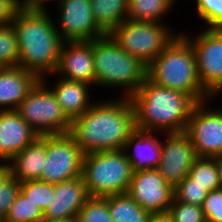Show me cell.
Instances as JSON below:
<instances>
[{
  "instance_id": "25",
  "label": "cell",
  "mask_w": 222,
  "mask_h": 222,
  "mask_svg": "<svg viewBox=\"0 0 222 222\" xmlns=\"http://www.w3.org/2000/svg\"><path fill=\"white\" fill-rule=\"evenodd\" d=\"M194 183L208 192L221 188L220 175L214 157H197L188 174Z\"/></svg>"
},
{
  "instance_id": "24",
  "label": "cell",
  "mask_w": 222,
  "mask_h": 222,
  "mask_svg": "<svg viewBox=\"0 0 222 222\" xmlns=\"http://www.w3.org/2000/svg\"><path fill=\"white\" fill-rule=\"evenodd\" d=\"M107 203L113 222H147L151 215L127 193L107 196Z\"/></svg>"
},
{
  "instance_id": "28",
  "label": "cell",
  "mask_w": 222,
  "mask_h": 222,
  "mask_svg": "<svg viewBox=\"0 0 222 222\" xmlns=\"http://www.w3.org/2000/svg\"><path fill=\"white\" fill-rule=\"evenodd\" d=\"M20 191V182L11 176L6 165H0V216L5 217Z\"/></svg>"
},
{
  "instance_id": "31",
  "label": "cell",
  "mask_w": 222,
  "mask_h": 222,
  "mask_svg": "<svg viewBox=\"0 0 222 222\" xmlns=\"http://www.w3.org/2000/svg\"><path fill=\"white\" fill-rule=\"evenodd\" d=\"M197 15L207 29H222V0H194Z\"/></svg>"
},
{
  "instance_id": "6",
  "label": "cell",
  "mask_w": 222,
  "mask_h": 222,
  "mask_svg": "<svg viewBox=\"0 0 222 222\" xmlns=\"http://www.w3.org/2000/svg\"><path fill=\"white\" fill-rule=\"evenodd\" d=\"M133 176L132 166L123 150L85 154L82 178L89 196L125 194Z\"/></svg>"
},
{
  "instance_id": "29",
  "label": "cell",
  "mask_w": 222,
  "mask_h": 222,
  "mask_svg": "<svg viewBox=\"0 0 222 222\" xmlns=\"http://www.w3.org/2000/svg\"><path fill=\"white\" fill-rule=\"evenodd\" d=\"M78 222H113L107 197L90 196L77 216Z\"/></svg>"
},
{
  "instance_id": "26",
  "label": "cell",
  "mask_w": 222,
  "mask_h": 222,
  "mask_svg": "<svg viewBox=\"0 0 222 222\" xmlns=\"http://www.w3.org/2000/svg\"><path fill=\"white\" fill-rule=\"evenodd\" d=\"M3 220L7 222H43V210L19 191Z\"/></svg>"
},
{
  "instance_id": "36",
  "label": "cell",
  "mask_w": 222,
  "mask_h": 222,
  "mask_svg": "<svg viewBox=\"0 0 222 222\" xmlns=\"http://www.w3.org/2000/svg\"><path fill=\"white\" fill-rule=\"evenodd\" d=\"M47 1L49 0H21V9L27 10V11H49L47 8ZM51 1V0H50ZM54 1V0H53ZM56 1V0H55ZM61 0H57L58 5Z\"/></svg>"
},
{
  "instance_id": "32",
  "label": "cell",
  "mask_w": 222,
  "mask_h": 222,
  "mask_svg": "<svg viewBox=\"0 0 222 222\" xmlns=\"http://www.w3.org/2000/svg\"><path fill=\"white\" fill-rule=\"evenodd\" d=\"M208 191L194 183V180L188 175L175 188L174 198L177 201L202 206Z\"/></svg>"
},
{
  "instance_id": "14",
  "label": "cell",
  "mask_w": 222,
  "mask_h": 222,
  "mask_svg": "<svg viewBox=\"0 0 222 222\" xmlns=\"http://www.w3.org/2000/svg\"><path fill=\"white\" fill-rule=\"evenodd\" d=\"M157 170L166 182L175 188L185 177L198 157L185 132L165 133Z\"/></svg>"
},
{
  "instance_id": "18",
  "label": "cell",
  "mask_w": 222,
  "mask_h": 222,
  "mask_svg": "<svg viewBox=\"0 0 222 222\" xmlns=\"http://www.w3.org/2000/svg\"><path fill=\"white\" fill-rule=\"evenodd\" d=\"M157 134H162L163 137L165 133L135 129L125 142L122 150L126 154L133 172L158 168L162 153V140Z\"/></svg>"
},
{
  "instance_id": "35",
  "label": "cell",
  "mask_w": 222,
  "mask_h": 222,
  "mask_svg": "<svg viewBox=\"0 0 222 222\" xmlns=\"http://www.w3.org/2000/svg\"><path fill=\"white\" fill-rule=\"evenodd\" d=\"M21 9V0H0V27L11 24Z\"/></svg>"
},
{
  "instance_id": "17",
  "label": "cell",
  "mask_w": 222,
  "mask_h": 222,
  "mask_svg": "<svg viewBox=\"0 0 222 222\" xmlns=\"http://www.w3.org/2000/svg\"><path fill=\"white\" fill-rule=\"evenodd\" d=\"M37 137L16 110L0 111V165H6Z\"/></svg>"
},
{
  "instance_id": "4",
  "label": "cell",
  "mask_w": 222,
  "mask_h": 222,
  "mask_svg": "<svg viewBox=\"0 0 222 222\" xmlns=\"http://www.w3.org/2000/svg\"><path fill=\"white\" fill-rule=\"evenodd\" d=\"M146 77L156 85L184 92L196 103L211 98L200 84L194 49L181 33L147 66Z\"/></svg>"
},
{
  "instance_id": "37",
  "label": "cell",
  "mask_w": 222,
  "mask_h": 222,
  "mask_svg": "<svg viewBox=\"0 0 222 222\" xmlns=\"http://www.w3.org/2000/svg\"><path fill=\"white\" fill-rule=\"evenodd\" d=\"M147 222H172V220L169 214L165 212V213L151 214Z\"/></svg>"
},
{
  "instance_id": "20",
  "label": "cell",
  "mask_w": 222,
  "mask_h": 222,
  "mask_svg": "<svg viewBox=\"0 0 222 222\" xmlns=\"http://www.w3.org/2000/svg\"><path fill=\"white\" fill-rule=\"evenodd\" d=\"M91 87V85L58 76L54 86H50L63 113L70 121L81 116L96 102L90 98Z\"/></svg>"
},
{
  "instance_id": "5",
  "label": "cell",
  "mask_w": 222,
  "mask_h": 222,
  "mask_svg": "<svg viewBox=\"0 0 222 222\" xmlns=\"http://www.w3.org/2000/svg\"><path fill=\"white\" fill-rule=\"evenodd\" d=\"M95 87L120 88L122 97H131L146 78L147 66L128 54L106 34L93 40Z\"/></svg>"
},
{
  "instance_id": "3",
  "label": "cell",
  "mask_w": 222,
  "mask_h": 222,
  "mask_svg": "<svg viewBox=\"0 0 222 222\" xmlns=\"http://www.w3.org/2000/svg\"><path fill=\"white\" fill-rule=\"evenodd\" d=\"M130 99L136 129L163 133L185 132L196 104L184 92L156 85L147 77Z\"/></svg>"
},
{
  "instance_id": "16",
  "label": "cell",
  "mask_w": 222,
  "mask_h": 222,
  "mask_svg": "<svg viewBox=\"0 0 222 222\" xmlns=\"http://www.w3.org/2000/svg\"><path fill=\"white\" fill-rule=\"evenodd\" d=\"M89 197L82 175L54 184L51 203L43 211L44 219L77 218Z\"/></svg>"
},
{
  "instance_id": "11",
  "label": "cell",
  "mask_w": 222,
  "mask_h": 222,
  "mask_svg": "<svg viewBox=\"0 0 222 222\" xmlns=\"http://www.w3.org/2000/svg\"><path fill=\"white\" fill-rule=\"evenodd\" d=\"M211 101L195 104L185 130L198 157L222 155V109Z\"/></svg>"
},
{
  "instance_id": "33",
  "label": "cell",
  "mask_w": 222,
  "mask_h": 222,
  "mask_svg": "<svg viewBox=\"0 0 222 222\" xmlns=\"http://www.w3.org/2000/svg\"><path fill=\"white\" fill-rule=\"evenodd\" d=\"M167 213L172 222H206L202 206L180 202L175 198Z\"/></svg>"
},
{
  "instance_id": "9",
  "label": "cell",
  "mask_w": 222,
  "mask_h": 222,
  "mask_svg": "<svg viewBox=\"0 0 222 222\" xmlns=\"http://www.w3.org/2000/svg\"><path fill=\"white\" fill-rule=\"evenodd\" d=\"M201 31L196 36H191L190 32L186 31L180 33L194 49L197 74L202 88L212 99H216L220 94L222 96V29Z\"/></svg>"
},
{
  "instance_id": "2",
  "label": "cell",
  "mask_w": 222,
  "mask_h": 222,
  "mask_svg": "<svg viewBox=\"0 0 222 222\" xmlns=\"http://www.w3.org/2000/svg\"><path fill=\"white\" fill-rule=\"evenodd\" d=\"M52 18L49 11L20 9L11 22L17 35L18 66L40 79L55 73L64 43Z\"/></svg>"
},
{
  "instance_id": "7",
  "label": "cell",
  "mask_w": 222,
  "mask_h": 222,
  "mask_svg": "<svg viewBox=\"0 0 222 222\" xmlns=\"http://www.w3.org/2000/svg\"><path fill=\"white\" fill-rule=\"evenodd\" d=\"M180 32L166 23L125 20L109 35L128 54L148 66Z\"/></svg>"
},
{
  "instance_id": "22",
  "label": "cell",
  "mask_w": 222,
  "mask_h": 222,
  "mask_svg": "<svg viewBox=\"0 0 222 222\" xmlns=\"http://www.w3.org/2000/svg\"><path fill=\"white\" fill-rule=\"evenodd\" d=\"M96 24L109 34L127 19L128 0H90Z\"/></svg>"
},
{
  "instance_id": "23",
  "label": "cell",
  "mask_w": 222,
  "mask_h": 222,
  "mask_svg": "<svg viewBox=\"0 0 222 222\" xmlns=\"http://www.w3.org/2000/svg\"><path fill=\"white\" fill-rule=\"evenodd\" d=\"M175 6L172 0H128L127 20L165 23Z\"/></svg>"
},
{
  "instance_id": "34",
  "label": "cell",
  "mask_w": 222,
  "mask_h": 222,
  "mask_svg": "<svg viewBox=\"0 0 222 222\" xmlns=\"http://www.w3.org/2000/svg\"><path fill=\"white\" fill-rule=\"evenodd\" d=\"M202 210L206 222H222V188L208 192Z\"/></svg>"
},
{
  "instance_id": "39",
  "label": "cell",
  "mask_w": 222,
  "mask_h": 222,
  "mask_svg": "<svg viewBox=\"0 0 222 222\" xmlns=\"http://www.w3.org/2000/svg\"><path fill=\"white\" fill-rule=\"evenodd\" d=\"M217 162V167L220 175L221 188H222V155L214 157Z\"/></svg>"
},
{
  "instance_id": "19",
  "label": "cell",
  "mask_w": 222,
  "mask_h": 222,
  "mask_svg": "<svg viewBox=\"0 0 222 222\" xmlns=\"http://www.w3.org/2000/svg\"><path fill=\"white\" fill-rule=\"evenodd\" d=\"M39 80L19 66L0 68V111L16 110Z\"/></svg>"
},
{
  "instance_id": "30",
  "label": "cell",
  "mask_w": 222,
  "mask_h": 222,
  "mask_svg": "<svg viewBox=\"0 0 222 222\" xmlns=\"http://www.w3.org/2000/svg\"><path fill=\"white\" fill-rule=\"evenodd\" d=\"M20 192L44 211L51 203V192H54V185L39 179L24 181L20 182Z\"/></svg>"
},
{
  "instance_id": "21",
  "label": "cell",
  "mask_w": 222,
  "mask_h": 222,
  "mask_svg": "<svg viewBox=\"0 0 222 222\" xmlns=\"http://www.w3.org/2000/svg\"><path fill=\"white\" fill-rule=\"evenodd\" d=\"M46 160V135L38 136L17 153L7 164L11 176L18 182L40 180Z\"/></svg>"
},
{
  "instance_id": "13",
  "label": "cell",
  "mask_w": 222,
  "mask_h": 222,
  "mask_svg": "<svg viewBox=\"0 0 222 222\" xmlns=\"http://www.w3.org/2000/svg\"><path fill=\"white\" fill-rule=\"evenodd\" d=\"M126 193L150 214L168 212L174 199V188L157 169L133 172Z\"/></svg>"
},
{
  "instance_id": "38",
  "label": "cell",
  "mask_w": 222,
  "mask_h": 222,
  "mask_svg": "<svg viewBox=\"0 0 222 222\" xmlns=\"http://www.w3.org/2000/svg\"><path fill=\"white\" fill-rule=\"evenodd\" d=\"M43 222H78L77 218L44 219Z\"/></svg>"
},
{
  "instance_id": "10",
  "label": "cell",
  "mask_w": 222,
  "mask_h": 222,
  "mask_svg": "<svg viewBox=\"0 0 222 222\" xmlns=\"http://www.w3.org/2000/svg\"><path fill=\"white\" fill-rule=\"evenodd\" d=\"M83 156L69 133L46 135V160L40 180L54 185L81 176Z\"/></svg>"
},
{
  "instance_id": "27",
  "label": "cell",
  "mask_w": 222,
  "mask_h": 222,
  "mask_svg": "<svg viewBox=\"0 0 222 222\" xmlns=\"http://www.w3.org/2000/svg\"><path fill=\"white\" fill-rule=\"evenodd\" d=\"M17 35L11 24L0 27V68L18 66Z\"/></svg>"
},
{
  "instance_id": "12",
  "label": "cell",
  "mask_w": 222,
  "mask_h": 222,
  "mask_svg": "<svg viewBox=\"0 0 222 222\" xmlns=\"http://www.w3.org/2000/svg\"><path fill=\"white\" fill-rule=\"evenodd\" d=\"M56 30L64 41H92L106 35L96 24L90 0H61Z\"/></svg>"
},
{
  "instance_id": "15",
  "label": "cell",
  "mask_w": 222,
  "mask_h": 222,
  "mask_svg": "<svg viewBox=\"0 0 222 222\" xmlns=\"http://www.w3.org/2000/svg\"><path fill=\"white\" fill-rule=\"evenodd\" d=\"M67 80L95 86L92 41H64L54 74Z\"/></svg>"
},
{
  "instance_id": "1",
  "label": "cell",
  "mask_w": 222,
  "mask_h": 222,
  "mask_svg": "<svg viewBox=\"0 0 222 222\" xmlns=\"http://www.w3.org/2000/svg\"><path fill=\"white\" fill-rule=\"evenodd\" d=\"M135 127L130 97L97 101L71 121L69 134L83 154L122 150Z\"/></svg>"
},
{
  "instance_id": "8",
  "label": "cell",
  "mask_w": 222,
  "mask_h": 222,
  "mask_svg": "<svg viewBox=\"0 0 222 222\" xmlns=\"http://www.w3.org/2000/svg\"><path fill=\"white\" fill-rule=\"evenodd\" d=\"M47 78L44 76L35 84L16 111L38 136L67 134L71 121L63 113Z\"/></svg>"
}]
</instances>
